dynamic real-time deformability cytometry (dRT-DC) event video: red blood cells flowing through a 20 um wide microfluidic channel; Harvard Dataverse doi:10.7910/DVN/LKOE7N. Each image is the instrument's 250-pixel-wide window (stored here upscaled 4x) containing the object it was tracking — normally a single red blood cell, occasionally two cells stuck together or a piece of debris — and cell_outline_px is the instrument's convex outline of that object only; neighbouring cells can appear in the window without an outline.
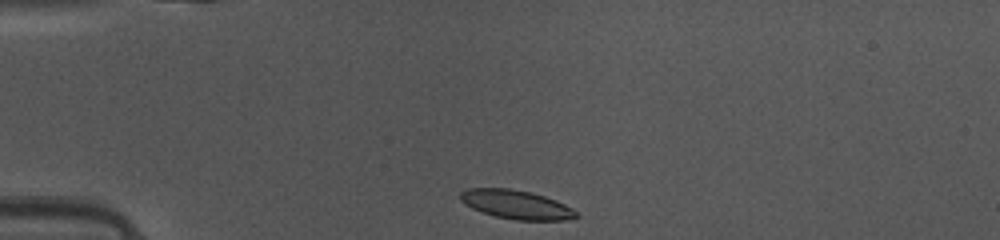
{"species": "common noctule bat (a hibernating species)", "species_latin": "Nyctalus noctula", "temperature_condition": "warm", "stored_images_in_passage": 37, "camera_frame_rate_fps": 3000, "um_per_image_px": 0.085, "animal": {"sex": "female", "body_mass_g": 10.0, "forearm_length_mm": 53.1}, "frame": {"image": 1, "passage_image": 1, "time_ms": 0.0, "image_size_px": [1000, 240], "cell_outline_px": [[580, 216], [564, 220], [516, 220], [496, 216], [472, 208], [460, 200], [460, 192], [468, 188], [508, 188], [532, 192], [556, 200], [572, 208]], "centroid_in_image_um": [43.89, 17.38], "position_along_channel_um": 41.1, "area_um2": 19.36}}
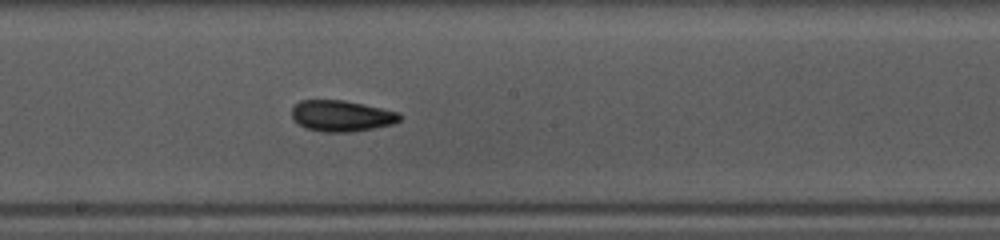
{"frame": {"image": 2, "passage_image": 16, "time_ms": 5.0, "image_size_px": [1000, 240], "cell_outline_px": [[404, 116], [396, 124], [352, 132], [324, 132], [304, 128], [292, 116], [292, 108], [300, 100], [344, 100], [364, 104], [400, 112]], "centroid_in_image_um": [29.09, 9.85], "position_along_channel_um": 219.1, "area_um2": 19.77}}
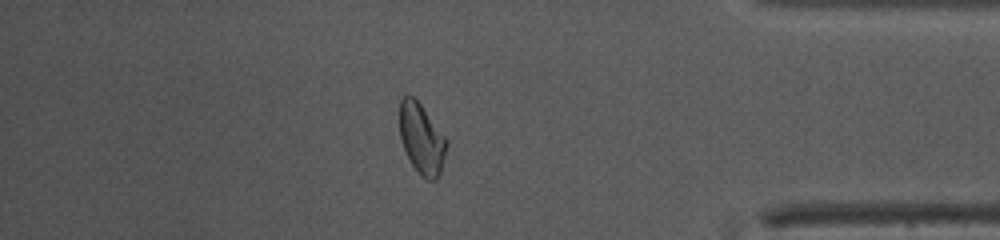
{"frame": {"image": 3, "passage_image": 31, "time_ms": 10.0, "image_size_px": [1000, 240], "cell_outline_px": [[448, 144], [440, 172], [436, 180], [428, 180], [412, 164], [404, 148], [400, 136], [400, 100], [404, 96], [412, 96], [420, 104], [448, 140]], "centroid_in_image_um": [35.85, 11.78], "position_along_channel_um": 399.3, "area_um2": 18.79}, "authors_computed_cell_mechanics": {"area_um2": 19.4208, "velocity_mm_per_s": 4.1329, "shape_relaxation_time_tau1_ms": 5.0095, "shape_relaxation_time_tau2_ms": 3.4108, "deformation_change_tau1": 0.1642, "deformation_change_tau2": 0.0714}}